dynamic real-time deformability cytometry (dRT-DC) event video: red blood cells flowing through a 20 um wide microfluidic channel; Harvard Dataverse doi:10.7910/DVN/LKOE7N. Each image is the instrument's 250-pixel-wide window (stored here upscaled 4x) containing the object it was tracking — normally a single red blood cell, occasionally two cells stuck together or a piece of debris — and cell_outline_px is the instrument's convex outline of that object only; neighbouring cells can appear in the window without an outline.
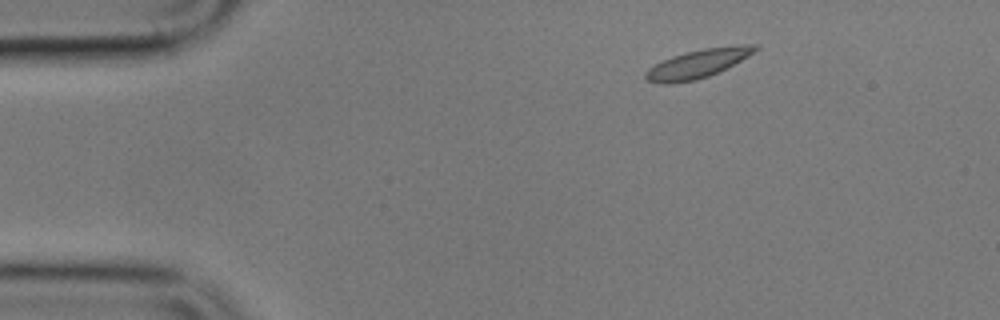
{"species": "common noctule bat (a hibernating species)", "species_latin": "Nyctalus noctula", "temperature_condition": "cold", "stored_images_in_passage": 4, "camera_frame_rate_fps": 3000, "um_per_image_px": 0.085, "animal": {"sex": "male", "body_mass_g": 17.9}, "frame": {"image": 1, "passage_image": 2, "time_ms": 1.333, "image_size_px": [1000, 320], "cell_outline_px": [[760, 48], [748, 56], [708, 76], [696, 80], [672, 84], [660, 84], [648, 80], [644, 76], [644, 72], [648, 68], [672, 56], [704, 48], [744, 44], [760, 44]], "centroid_in_image_um": [59.31, 5.41], "position_along_channel_um": 25.7, "area_um2": 18.03}}
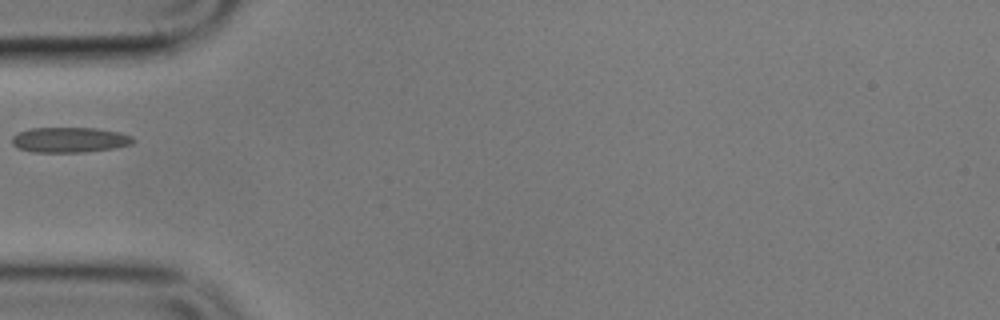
{"frame": {"image": 2, "passage_image": 4, "time_ms": 5.0, "image_size_px": [1000, 320], "cell_outline_px": [[136, 140], [132, 144], [116, 148], [84, 152], [32, 152], [16, 148], [12, 144], [12, 136], [16, 132], [32, 128], [96, 128], [120, 132], [132, 136]], "centroid_in_image_um": [5.91, 11.89], "position_along_channel_um": 79.1, "area_um2": 18.09}}